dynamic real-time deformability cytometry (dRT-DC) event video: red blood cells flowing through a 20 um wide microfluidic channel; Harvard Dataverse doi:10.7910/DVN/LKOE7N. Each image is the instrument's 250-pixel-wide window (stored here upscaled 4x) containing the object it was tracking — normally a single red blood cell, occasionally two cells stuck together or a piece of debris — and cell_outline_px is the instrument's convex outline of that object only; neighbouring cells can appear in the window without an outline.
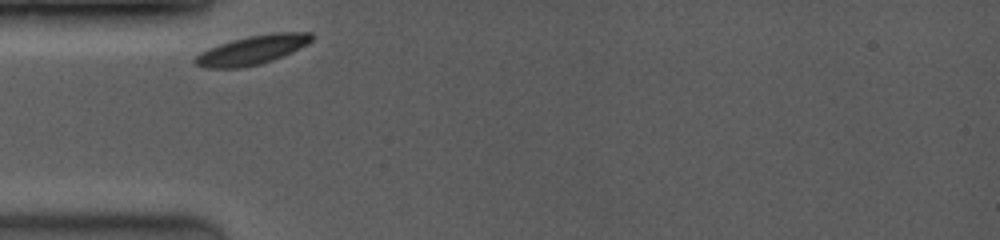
{"species": "common noctule bat (a hibernating species)", "species_latin": "Nyctalus noctula", "temperature_condition": "room temperature", "stored_images_in_passage": 41, "camera_frame_rate_fps": 3500, "um_per_image_px": 0.085, "animal": {"sex": "female", "body_mass_g": 19.0, "forearm_length_mm": 53.3}, "frame": {"image": 1, "passage_image": 1, "time_ms": 0.0, "image_size_px": [1000, 240], "cell_outline_px": [[312, 40], [308, 44], [284, 56], [260, 64], [240, 68], [204, 68], [196, 64], [192, 60], [200, 52], [208, 48], [232, 40], [248, 36], [272, 32], [312, 32]], "centroid_in_image_um": [21.44, 4.25], "position_along_channel_um": 63.6, "area_um2": 19.83}}
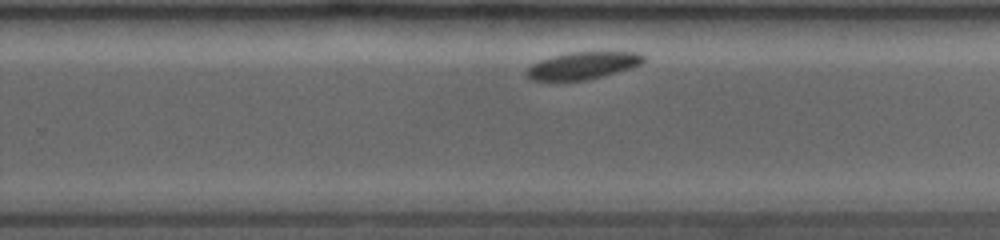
{"frame": {"image": 2, "passage_image": 27, "time_ms": 6.0, "image_size_px": [1000, 240], "cell_outline_px": [[644, 60], [640, 64], [632, 68], [584, 80], [528, 80], [524, 76], [524, 72], [532, 64], [540, 60], [552, 56], [572, 52], [636, 52], [644, 56]], "centroid_in_image_um": [49.48, 5.57], "position_along_channel_um": 280.3, "area_um2": 18.38}}
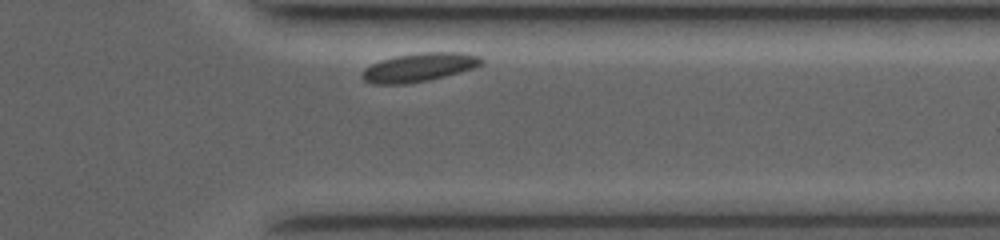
{"frame": {"image": 3, "passage_image": 38, "time_ms": 8.571, "image_size_px": [1000, 240], "cell_outline_px": [[484, 64], [476, 68], [428, 80], [404, 84], [372, 84], [364, 80], [360, 76], [360, 72], [364, 68], [380, 60], [396, 56], [424, 52], [460, 52], [480, 56], [484, 60]], "centroid_in_image_um": [35.63, 5.72], "position_along_channel_um": 375.8, "area_um2": 20.06}, "authors_computed_cell_mechanics": {"area_um2": 19.8832, "velocity_mm_per_s": 3.6402, "shape_relaxation_time_tau1_ms": 1.0608, "shape_relaxation_time_tau2_ms": null, "deformation_change_tau1": 0.0788, "deformation_change_tau2": null}}